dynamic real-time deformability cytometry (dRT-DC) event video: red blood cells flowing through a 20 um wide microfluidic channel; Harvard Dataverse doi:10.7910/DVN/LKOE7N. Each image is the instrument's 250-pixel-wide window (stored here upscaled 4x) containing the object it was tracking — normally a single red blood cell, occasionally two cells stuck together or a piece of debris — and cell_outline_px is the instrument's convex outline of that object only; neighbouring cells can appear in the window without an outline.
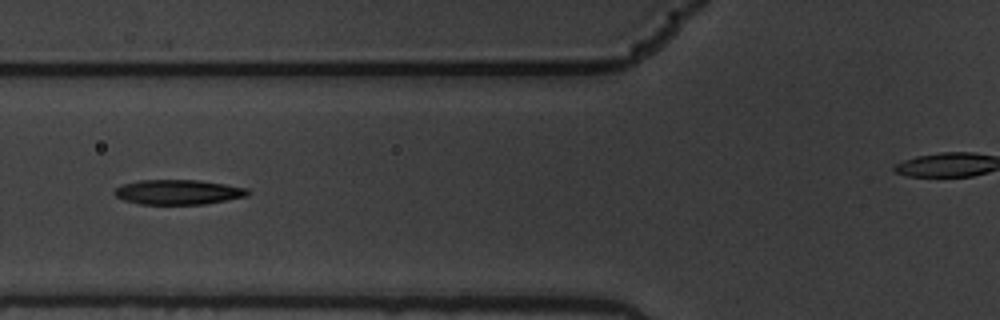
{"species": "common noctule bat (a hibernating species)", "species_latin": "Nyctalus noctula", "temperature_condition": "warm", "stored_images_in_passage": 10, "camera_frame_rate_fps": 3000, "um_per_image_px": 0.085, "animal": {"sex": "male", "body_mass_g": 19.5, "forearm_length_mm": 54.6}, "frame": {"image": 1, "passage_image": 7, "time_ms": 2.0, "image_size_px": [1000, 320], "cell_outline_px": [[252, 192], [248, 196], [204, 204], [140, 204], [124, 200], [116, 196], [112, 192], [120, 184], [140, 180], [200, 180], [248, 188]], "centroid_in_image_um": [15.15, 16.32], "position_along_channel_um": 110.7, "area_um2": 19.42}}
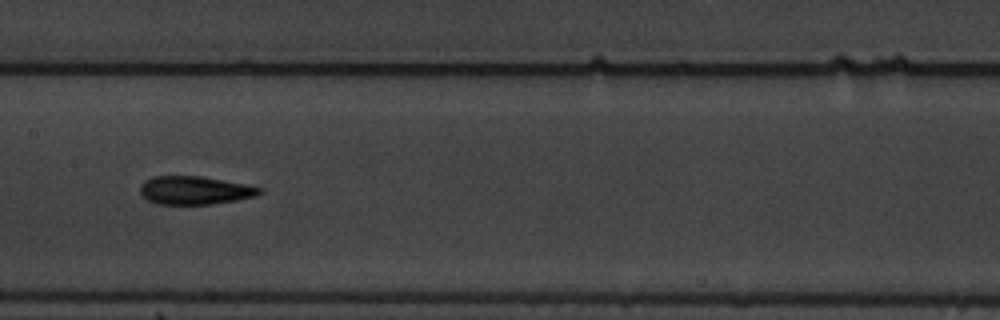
{"frame": {"image": 2, "passage_image": 9, "time_ms": 2.667, "image_size_px": [1000, 320], "cell_outline_px": [[264, 192], [256, 196], [236, 200], [212, 204], [156, 204], [148, 200], [140, 192], [140, 184], [144, 180], [152, 176], [200, 176], [244, 184], [264, 188]], "centroid_in_image_um": [16.55, 16.17], "position_along_channel_um": 190.8, "area_um2": 19.71}}
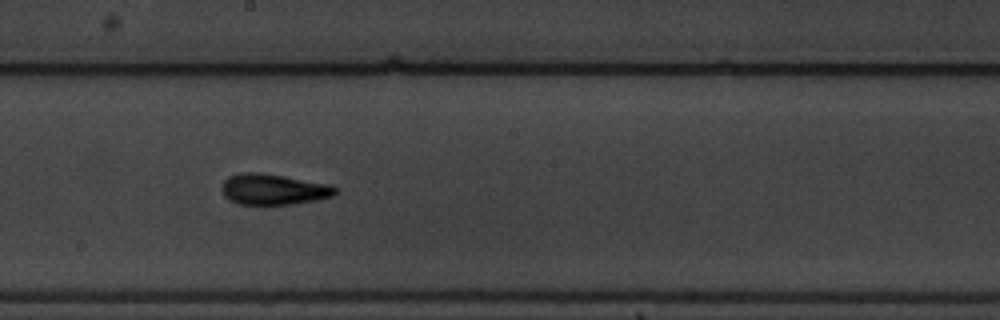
{"frame": {"image": 3, "passage_image": 10, "time_ms": 3.0, "image_size_px": [1000, 320], "cell_outline_px": [[340, 192], [332, 196], [316, 200], [292, 204], [240, 204], [228, 200], [224, 196], [220, 188], [224, 180], [228, 176], [240, 172], [260, 172], [284, 176], [328, 184], [336, 188]], "centroid_in_image_um": [23.2, 16.08], "position_along_channel_um": 225.0, "area_um2": 20.52}}